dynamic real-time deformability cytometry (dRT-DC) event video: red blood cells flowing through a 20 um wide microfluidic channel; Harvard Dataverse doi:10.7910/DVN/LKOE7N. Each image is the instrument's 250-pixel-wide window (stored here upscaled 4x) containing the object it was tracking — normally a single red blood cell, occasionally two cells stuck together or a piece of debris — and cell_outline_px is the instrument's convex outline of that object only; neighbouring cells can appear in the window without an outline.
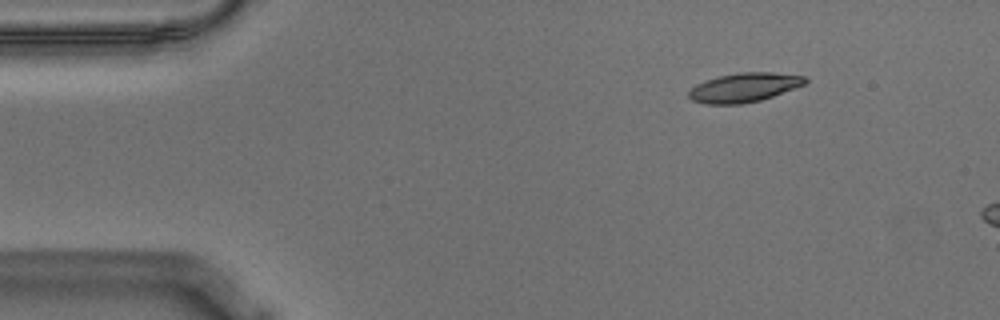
{"species": "Egyptian fruit bat (a non-hibernating species)", "species_latin": "Rousettus aegyptiacus", "temperature_condition": "warm", "stored_images_in_passage": 6, "camera_frame_rate_fps": 3000, "um_per_image_px": 0.085, "animal": {"sex": "male"}, "frame": {"image": 1, "passage_image": 1, "time_ms": 0.0, "image_size_px": [1000, 320], "cell_outline_px": [[808, 80], [804, 84], [772, 96], [760, 100], [740, 104], [704, 104], [692, 100], [688, 96], [688, 92], [696, 84], [704, 80], [716, 76], [740, 72], [772, 72], [808, 76]], "centroid_in_image_um": [63.23, 7.42], "position_along_channel_um": 21.8, "area_um2": 19.83}}